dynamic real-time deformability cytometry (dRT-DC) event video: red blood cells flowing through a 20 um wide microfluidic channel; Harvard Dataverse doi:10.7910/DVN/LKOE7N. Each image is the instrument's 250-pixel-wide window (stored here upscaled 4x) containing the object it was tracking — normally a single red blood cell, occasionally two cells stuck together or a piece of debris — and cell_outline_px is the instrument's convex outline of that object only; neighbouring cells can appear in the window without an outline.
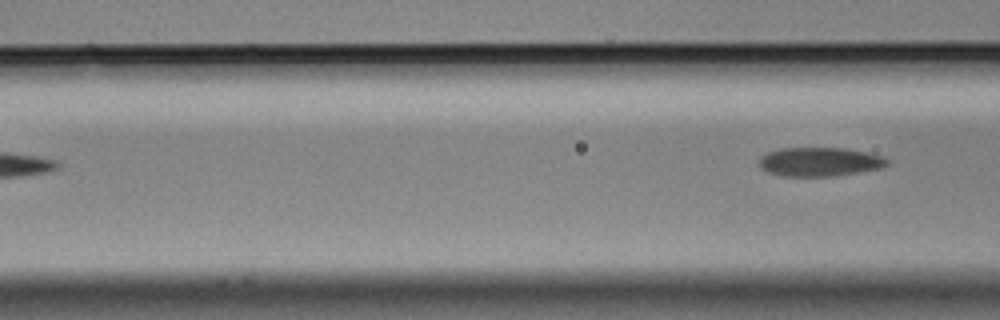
{"species": "Egyptian fruit bat (a non-hibernating species)", "species_latin": "Rousettus aegyptiacus", "temperature_condition": "cold", "stored_images_in_passage": 3, "camera_frame_rate_fps": 3000, "um_per_image_px": 0.085, "animal": {"sex": "male"}, "frame": {"image": 1, "passage_image": 3, "time_ms": 0.667, "image_size_px": [1000, 320], "cell_outline_px": [[888, 164], [880, 168], [836, 176], [780, 176], [768, 172], [760, 168], [756, 164], [760, 156], [768, 152], [780, 148], [844, 148], [868, 152], [884, 156], [888, 160]], "centroid_in_image_um": [69.63, 13.75], "position_along_channel_um": 97.0, "area_um2": 21.85}}